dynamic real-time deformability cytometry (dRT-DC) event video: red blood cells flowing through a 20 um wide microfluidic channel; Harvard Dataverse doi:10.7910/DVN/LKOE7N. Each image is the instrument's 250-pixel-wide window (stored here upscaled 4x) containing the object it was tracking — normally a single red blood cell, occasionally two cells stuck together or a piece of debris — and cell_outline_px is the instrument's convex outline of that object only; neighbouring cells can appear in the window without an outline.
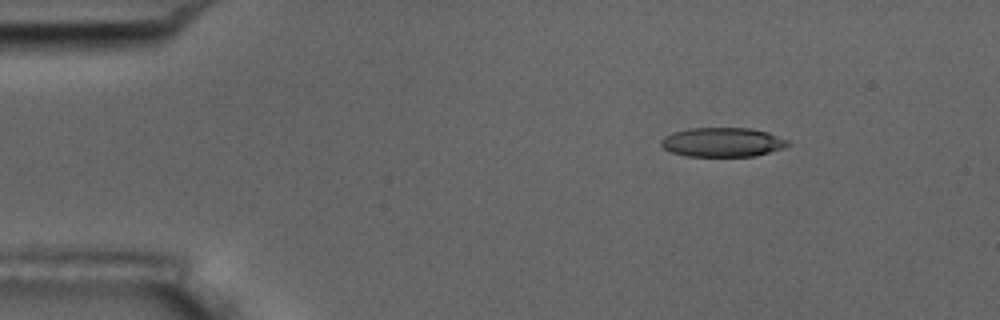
{"species": "common noctule bat (a hibernating species)", "species_latin": "Nyctalus noctula", "temperature_condition": "room temperature", "stored_images_in_passage": 4, "camera_frame_rate_fps": 3000, "um_per_image_px": 0.085, "animal": {"sex": "male", "body_mass_g": 17.5, "forearm_length_mm": 52.3}, "frame": {"image": 1, "passage_image": 1, "time_ms": 0.0, "image_size_px": [1000, 320], "cell_outline_px": [[792, 144], [784, 148], [756, 156], [684, 156], [672, 152], [664, 148], [660, 144], [660, 140], [664, 136], [672, 132], [688, 128], [752, 128], [768, 132], [788, 140]], "centroid_in_image_um": [61.42, 12.08], "position_along_channel_um": 23.6, "area_um2": 21.85}}
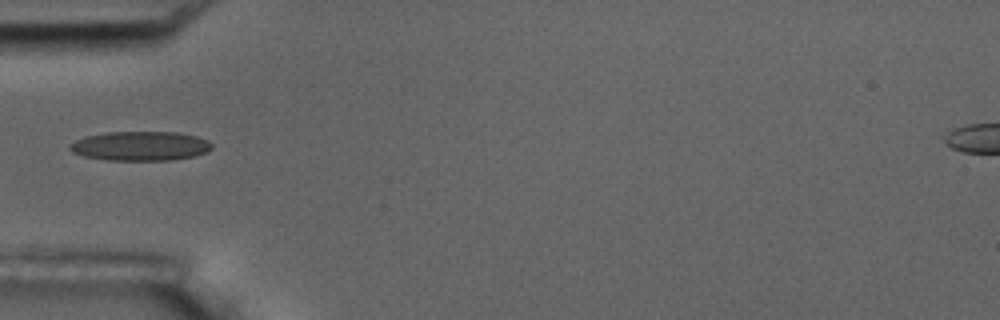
{"frame": {"image": 2, "passage_image": 4, "time_ms": 3.333, "image_size_px": [1000, 320], "cell_outline_px": [[212, 148], [208, 152], [192, 156], [168, 160], [108, 160], [84, 156], [72, 152], [68, 148], [68, 144], [76, 140], [88, 136], [104, 132], [176, 132], [196, 136], [208, 140], [212, 144]], "centroid_in_image_um": [11.92, 12.4], "position_along_channel_um": 73.1, "area_um2": 24.22}}